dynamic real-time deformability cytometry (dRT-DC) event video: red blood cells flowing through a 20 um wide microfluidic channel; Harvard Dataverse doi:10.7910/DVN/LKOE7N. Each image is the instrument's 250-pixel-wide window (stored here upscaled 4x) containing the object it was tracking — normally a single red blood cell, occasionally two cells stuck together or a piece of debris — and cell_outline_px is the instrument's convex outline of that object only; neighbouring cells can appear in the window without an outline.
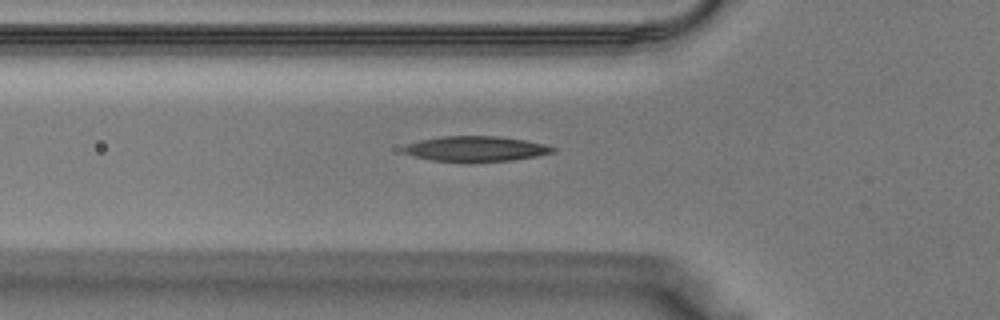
{"species": "Egyptian fruit bat (a non-hibernating species)", "species_latin": "Rousettus aegyptiacus", "temperature_condition": "warm", "stored_images_in_passage": 28, "camera_frame_rate_fps": 3000, "um_per_image_px": 0.085, "animal": {"sex": "male"}, "frame": {"image": 1, "passage_image": 3, "time_ms": 0.667, "image_size_px": [1000, 320], "cell_outline_px": [[556, 152], [536, 156], [512, 160], [432, 160], [416, 156], [404, 152], [400, 148], [404, 144], [420, 140], [440, 136], [496, 136], [524, 140], [544, 144], [556, 148]], "centroid_in_image_um": [40.43, 12.61], "position_along_channel_um": 85.4, "area_um2": 21.39}}
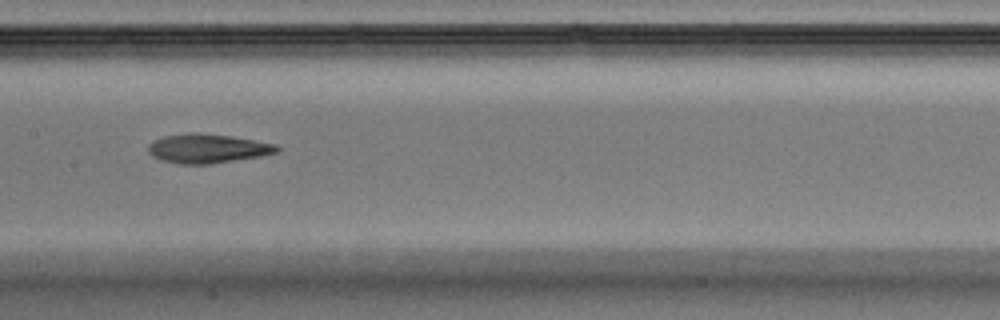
{"frame": {"image": 2, "passage_image": 9, "time_ms": 2.667, "image_size_px": [1000, 320], "cell_outline_px": [[280, 148], [276, 152], [260, 156], [208, 164], [180, 164], [164, 160], [152, 156], [148, 152], [148, 144], [152, 140], [164, 136], [196, 132], [232, 136], [276, 144]], "centroid_in_image_um": [17.61, 12.61], "position_along_channel_um": 189.8, "area_um2": 21.68}}
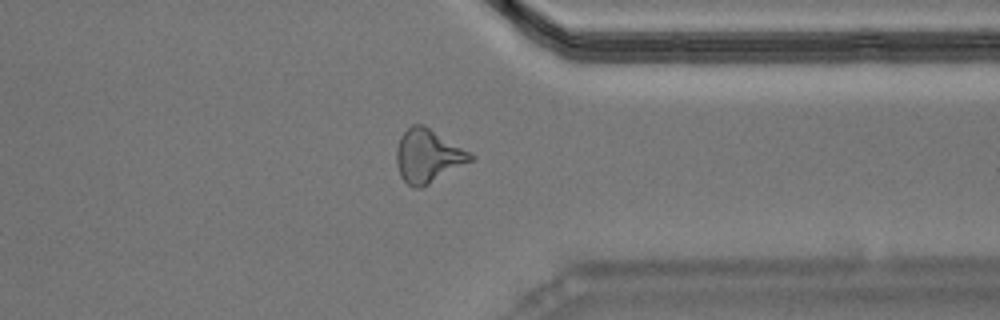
{"frame": {"image": 3, "passage_image": 20, "time_ms": 6.333, "image_size_px": [1000, 320], "cell_outline_px": [[476, 156], [472, 160], [428, 184], [420, 188], [416, 188], [408, 184], [400, 176], [396, 164], [396, 148], [400, 136], [412, 124], [424, 124], [472, 152]], "centroid_in_image_um": [36.37, 13.22], "position_along_channel_um": 375.0, "area_um2": 23.06}}